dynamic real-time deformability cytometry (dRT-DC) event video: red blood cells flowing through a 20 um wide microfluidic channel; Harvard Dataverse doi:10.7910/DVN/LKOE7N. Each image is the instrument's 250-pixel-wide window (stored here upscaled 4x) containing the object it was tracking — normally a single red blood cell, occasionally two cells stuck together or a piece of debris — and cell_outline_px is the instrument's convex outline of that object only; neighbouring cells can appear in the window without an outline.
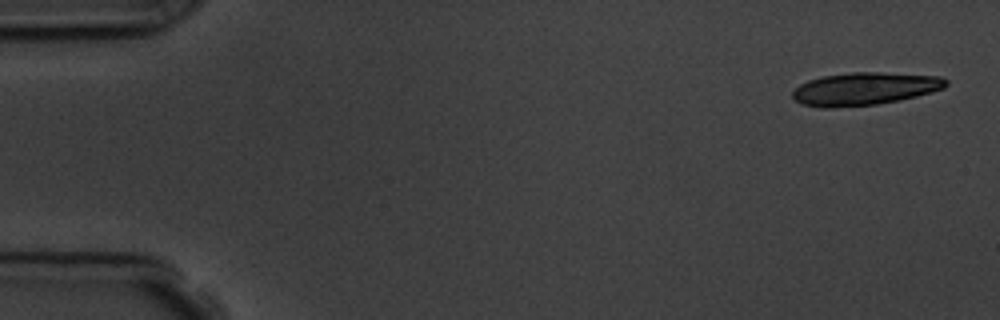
{"species": "common noctule bat (a hibernating species)", "species_latin": "Nyctalus noctula", "temperature_condition": "room temperature", "stored_images_in_passage": 5, "camera_frame_rate_fps": 3000, "um_per_image_px": 0.085, "animal": {"sex": "male", "body_mass_g": 19.5, "forearm_length_mm": 54.6}, "frame": {"image": 1, "passage_image": 1, "time_ms": 0.0, "image_size_px": [1000, 320], "cell_outline_px": [[948, 84], [944, 88], [916, 96], [900, 100], [876, 104], [832, 108], [824, 108], [804, 104], [796, 100], [792, 96], [792, 92], [800, 84], [808, 80], [824, 76], [852, 72], [880, 72], [940, 76], [948, 80]], "centroid_in_image_um": [73.51, 7.54], "position_along_channel_um": 11.5, "area_um2": 29.13}}